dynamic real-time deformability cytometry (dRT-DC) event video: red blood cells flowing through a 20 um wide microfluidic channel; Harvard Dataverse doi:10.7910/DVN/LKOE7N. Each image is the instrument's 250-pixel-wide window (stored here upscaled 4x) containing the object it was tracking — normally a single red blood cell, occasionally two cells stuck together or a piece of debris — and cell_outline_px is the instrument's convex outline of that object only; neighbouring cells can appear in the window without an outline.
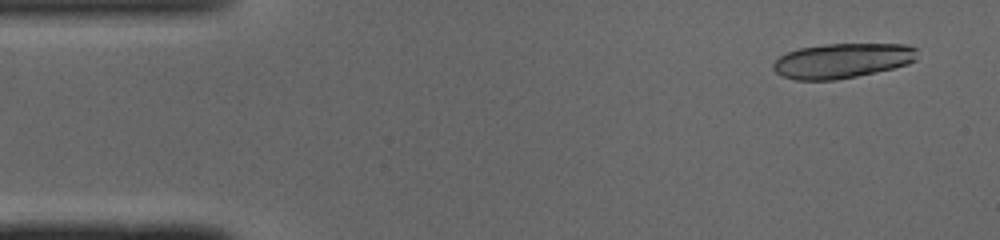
{"species": "common noctule bat (a hibernating species)", "species_latin": "Nyctalus noctula", "temperature_condition": "cold", "stored_images_in_passage": 14, "camera_frame_rate_fps": 3000, "um_per_image_px": 0.085, "animal": {"sex": "male", "body_mass_g": 19.0, "forearm_length_mm": 50.8}, "frame": {"image": 1, "passage_image": 2, "time_ms": 0.333, "image_size_px": [1000, 240], "cell_outline_px": [[920, 48], [916, 60], [908, 64], [876, 72], [836, 80], [796, 80], [784, 76], [776, 72], [772, 68], [772, 64], [780, 56], [788, 52], [800, 48], [828, 44], [908, 44]], "centroid_in_image_um": [71.65, 5.15], "position_along_channel_um": 13.3, "area_um2": 29.36}}